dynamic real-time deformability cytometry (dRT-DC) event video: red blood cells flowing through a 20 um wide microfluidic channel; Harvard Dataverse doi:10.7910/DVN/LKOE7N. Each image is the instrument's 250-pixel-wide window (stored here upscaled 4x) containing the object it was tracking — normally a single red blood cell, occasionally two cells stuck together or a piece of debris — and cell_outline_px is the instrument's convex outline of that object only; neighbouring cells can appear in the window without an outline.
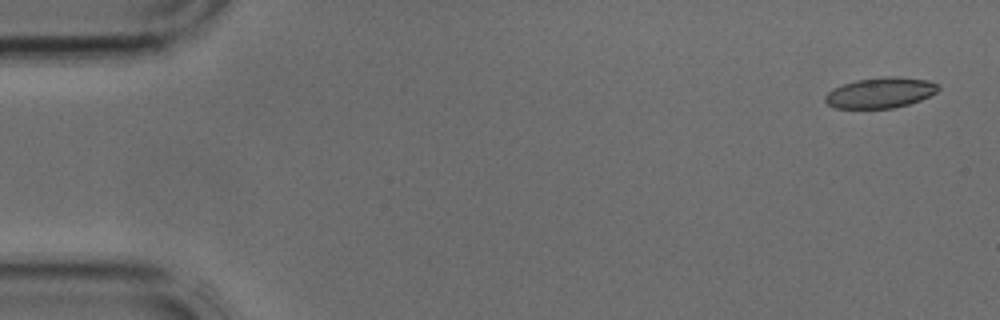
{"species": "common noctule bat (a hibernating species)", "species_latin": "Nyctalus noctula", "temperature_condition": "cold", "stored_images_in_passage": 4, "camera_frame_rate_fps": 3000, "um_per_image_px": 0.085, "animal": {"sex": "male", "body_mass_g": 17.9, "forearm_length_mm": 54.2}, "frame": {"image": 1, "passage_image": 1, "time_ms": 0.0, "image_size_px": [1000, 320], "cell_outline_px": [[940, 88], [936, 92], [920, 100], [908, 104], [892, 108], [836, 108], [828, 104], [824, 100], [824, 96], [832, 88], [856, 80], [884, 76], [900, 76], [928, 80], [940, 84]], "centroid_in_image_um": [74.84, 7.87], "position_along_channel_um": 10.2, "area_um2": 20.23}}